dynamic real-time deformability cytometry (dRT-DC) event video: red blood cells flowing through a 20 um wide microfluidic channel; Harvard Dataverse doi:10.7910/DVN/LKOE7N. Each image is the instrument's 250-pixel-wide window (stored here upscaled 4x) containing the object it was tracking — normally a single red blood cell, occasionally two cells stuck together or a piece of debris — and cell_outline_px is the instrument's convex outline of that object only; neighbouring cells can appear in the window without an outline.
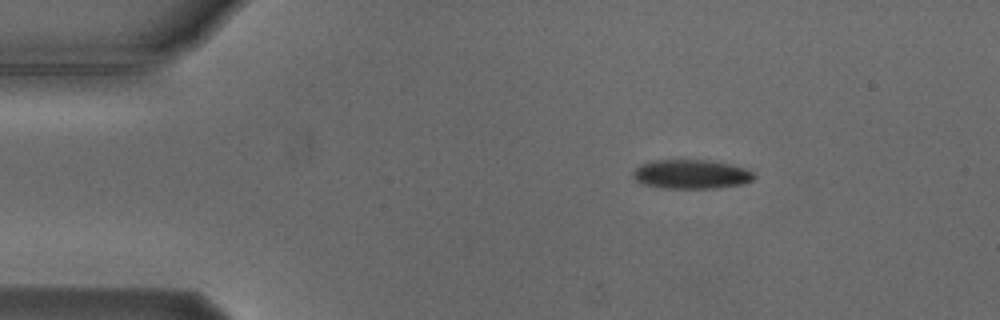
{"species": "Egyptian fruit bat (a non-hibernating species)", "species_latin": "Rousettus aegyptiacus", "temperature_condition": "cold", "stored_images_in_passage": 3, "camera_frame_rate_fps": 3000, "um_per_image_px": 0.085, "animal": {"sex": "male"}, "frame": {"image": 1, "passage_image": 1, "time_ms": 0.0, "image_size_px": [1000, 320], "cell_outline_px": [[756, 176], [752, 180], [744, 184], [716, 188], [660, 188], [640, 184], [632, 176], [632, 172], [640, 164], [652, 160], [712, 160], [748, 168]], "centroid_in_image_um": [58.74, 14.81], "position_along_channel_um": 26.3, "area_um2": 20.92}}
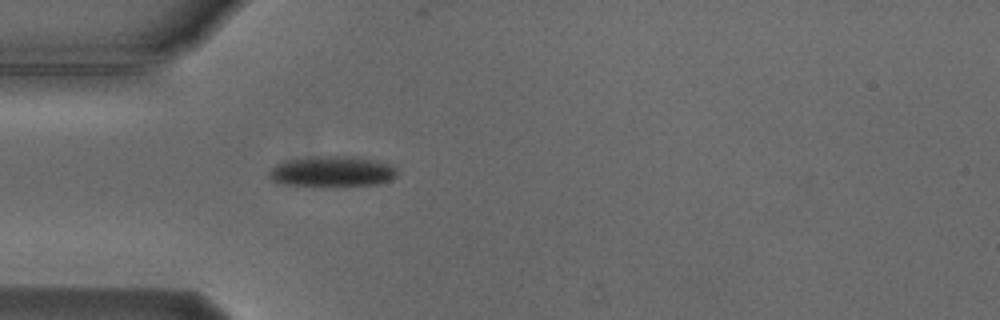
{"frame": {"image": 2, "passage_image": 3, "time_ms": 2.333, "image_size_px": [1000, 320], "cell_outline_px": [[396, 176], [388, 180], [376, 184], [320, 188], [276, 184], [268, 176], [268, 172], [276, 164], [284, 160], [324, 156], [344, 156], [372, 160], [392, 164], [396, 168]], "centroid_in_image_um": [28.14, 14.62], "position_along_channel_um": 56.9, "area_um2": 23.41}}